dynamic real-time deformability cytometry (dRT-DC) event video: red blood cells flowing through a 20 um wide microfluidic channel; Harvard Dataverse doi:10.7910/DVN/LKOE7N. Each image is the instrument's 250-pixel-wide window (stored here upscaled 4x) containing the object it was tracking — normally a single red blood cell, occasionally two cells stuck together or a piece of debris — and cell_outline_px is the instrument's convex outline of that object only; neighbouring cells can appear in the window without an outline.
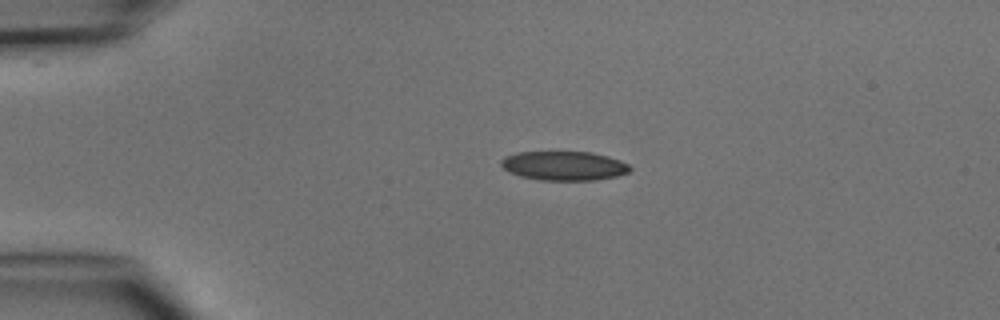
{"species": "common noctule bat (a hibernating species)", "species_latin": "Nyctalus noctula", "temperature_condition": "cold", "stored_images_in_passage": 3, "camera_frame_rate_fps": 3000, "um_per_image_px": 0.085, "animal": {"sex": "male", "body_mass_g": 15.6}, "frame": {"image": 1, "passage_image": 2, "time_ms": 1.333, "image_size_px": [1000, 320], "cell_outline_px": [[632, 168], [628, 172], [616, 176], [596, 180], [540, 180], [520, 176], [508, 172], [500, 164], [500, 160], [504, 156], [516, 152], [592, 152], [608, 156], [620, 160], [628, 164]], "centroid_in_image_um": [47.91, 14.09], "position_along_channel_um": 37.1, "area_um2": 22.02}}